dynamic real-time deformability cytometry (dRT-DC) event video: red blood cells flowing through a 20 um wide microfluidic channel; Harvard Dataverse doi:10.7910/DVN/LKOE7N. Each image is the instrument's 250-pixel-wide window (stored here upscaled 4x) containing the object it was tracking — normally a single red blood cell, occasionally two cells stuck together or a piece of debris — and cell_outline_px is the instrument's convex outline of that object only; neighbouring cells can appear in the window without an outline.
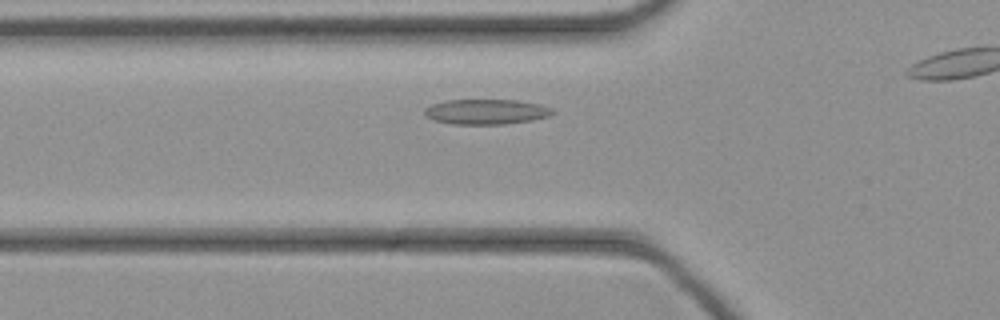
{"species": "common noctule bat (a hibernating species)", "species_latin": "Nyctalus noctula", "temperature_condition": "cold", "stored_images_in_passage": 24, "camera_frame_rate_fps": 3000, "um_per_image_px": 0.085, "animal": {"sex": "female", "body_mass_g": 21.9}, "frame": {"image": 1, "passage_image": 3, "time_ms": 0.667, "image_size_px": [1000, 320], "cell_outline_px": [[556, 112], [548, 116], [532, 120], [504, 124], [452, 124], [436, 120], [428, 116], [424, 112], [424, 108], [432, 104], [444, 100], [516, 100], [540, 104], [552, 108]], "centroid_in_image_um": [41.35, 9.49], "position_along_channel_um": 84.5, "area_um2": 18.67}}
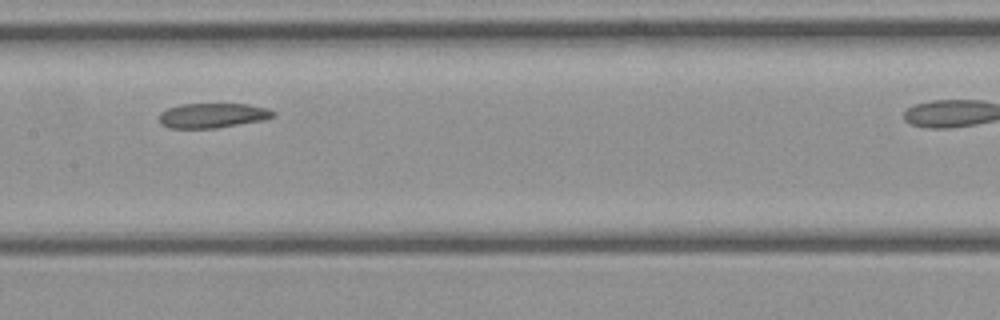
{"frame": {"image": 2, "passage_image": 10, "time_ms": 3.0, "image_size_px": [1000, 320], "cell_outline_px": [[276, 116], [264, 120], [216, 128], [168, 128], [160, 124], [160, 112], [168, 108], [180, 104], [248, 104], [268, 108], [276, 112]], "centroid_in_image_um": [18.09, 9.81], "position_along_channel_um": 189.3, "area_um2": 16.59}}
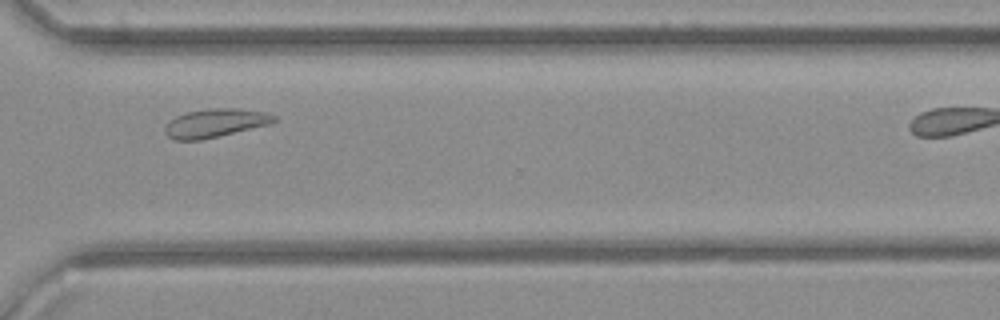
{"frame": {"image": 3, "passage_image": 21, "time_ms": 6.667, "image_size_px": [1000, 320], "cell_outline_px": [[276, 120], [268, 124], [200, 140], [176, 140], [168, 136], [164, 132], [164, 128], [168, 120], [176, 116], [188, 112], [208, 108], [236, 108], [268, 112], [276, 116]], "centroid_in_image_um": [18.26, 10.44], "position_along_channel_um": 352.3, "area_um2": 17.98}}